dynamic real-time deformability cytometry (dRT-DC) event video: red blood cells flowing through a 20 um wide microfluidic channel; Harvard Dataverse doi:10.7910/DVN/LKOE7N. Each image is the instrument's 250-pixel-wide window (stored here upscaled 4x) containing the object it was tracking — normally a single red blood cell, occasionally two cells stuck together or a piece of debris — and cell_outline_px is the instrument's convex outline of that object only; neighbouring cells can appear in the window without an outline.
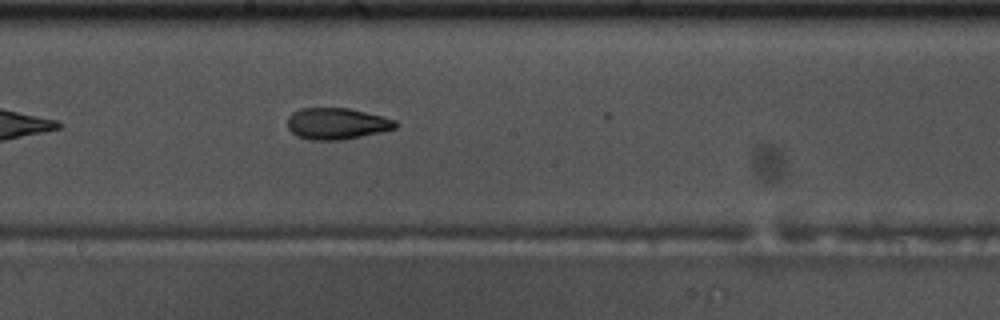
{"species": "common noctule bat (a hibernating species)", "species_latin": "Nyctalus noctula", "temperature_condition": "warm", "stored_images_in_passage": 16, "camera_frame_rate_fps": 3000, "um_per_image_px": 0.085, "animal": {"sex": "male", "body_mass_g": 17.5, "forearm_length_mm": 52.3}, "frame": {"image": 1, "passage_image": 15, "time_ms": 4.667, "image_size_px": [1000, 320], "cell_outline_px": [[400, 124], [396, 128], [380, 132], [344, 140], [308, 140], [296, 136], [288, 128], [288, 116], [292, 112], [300, 108], [348, 108], [384, 116], [396, 120]], "centroid_in_image_um": [28.64, 10.51], "position_along_channel_um": 219.6, "area_um2": 20.06}}